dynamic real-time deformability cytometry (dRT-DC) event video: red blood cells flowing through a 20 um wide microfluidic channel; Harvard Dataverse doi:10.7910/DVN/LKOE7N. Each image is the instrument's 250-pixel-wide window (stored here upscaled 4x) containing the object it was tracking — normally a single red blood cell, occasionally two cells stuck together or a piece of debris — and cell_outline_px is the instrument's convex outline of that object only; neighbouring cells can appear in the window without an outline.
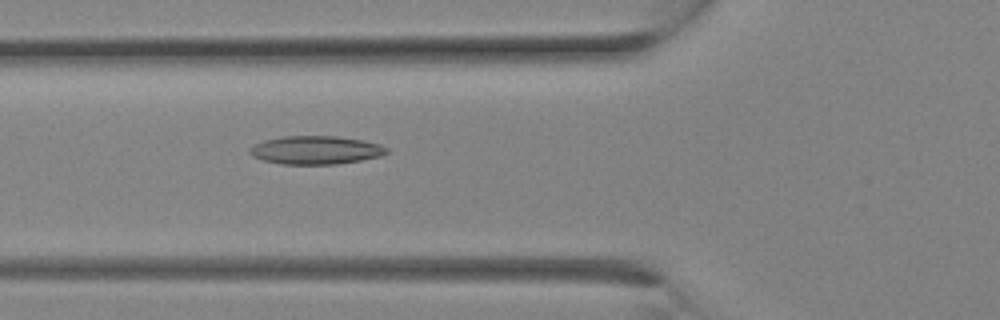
{"species": "Egyptian fruit bat (a non-hibernating species)", "species_latin": "Rousettus aegyptiacus", "temperature_condition": "room temperature", "stored_images_in_passage": 7, "camera_frame_rate_fps": 3000, "um_per_image_px": 0.085, "animal": {"sex": "female"}, "frame": {"image": 1, "passage_image": 7, "time_ms": 2.0, "image_size_px": [1000, 320], "cell_outline_px": [[388, 152], [380, 156], [360, 160], [336, 164], [280, 164], [264, 160], [252, 156], [248, 152], [248, 148], [264, 140], [280, 136], [336, 136], [364, 140], [380, 144], [388, 148]], "centroid_in_image_um": [26.82, 12.75], "position_along_channel_um": 99.0, "area_um2": 22.66}}